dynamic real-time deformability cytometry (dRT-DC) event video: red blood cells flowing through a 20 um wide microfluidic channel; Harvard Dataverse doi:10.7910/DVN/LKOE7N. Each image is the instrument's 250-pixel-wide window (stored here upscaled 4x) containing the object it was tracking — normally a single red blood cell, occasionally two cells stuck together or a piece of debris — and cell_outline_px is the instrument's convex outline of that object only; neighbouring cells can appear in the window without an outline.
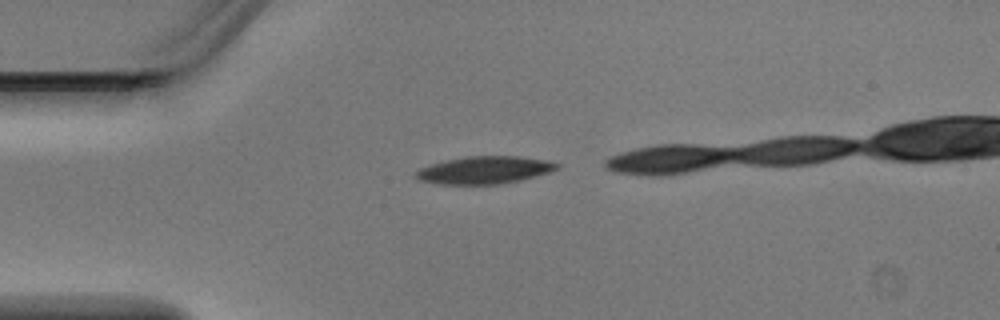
{"species": "Egyptian fruit bat (a non-hibernating species)", "species_latin": "Rousettus aegyptiacus", "temperature_condition": "warm", "stored_images_in_passage": 4, "camera_frame_rate_fps": 3000, "um_per_image_px": 0.085, "animal": {"sex": "male"}, "frame": {"image": 1, "passage_image": 1, "time_ms": 0.0, "image_size_px": [1000, 320], "cell_outline_px": [[560, 168], [552, 172], [520, 180], [500, 184], [436, 184], [420, 180], [412, 176], [420, 168], [444, 160], [468, 156], [516, 156], [548, 160], [560, 164]], "centroid_in_image_um": [41.2, 14.45], "position_along_channel_um": 43.8, "area_um2": 22.77}}